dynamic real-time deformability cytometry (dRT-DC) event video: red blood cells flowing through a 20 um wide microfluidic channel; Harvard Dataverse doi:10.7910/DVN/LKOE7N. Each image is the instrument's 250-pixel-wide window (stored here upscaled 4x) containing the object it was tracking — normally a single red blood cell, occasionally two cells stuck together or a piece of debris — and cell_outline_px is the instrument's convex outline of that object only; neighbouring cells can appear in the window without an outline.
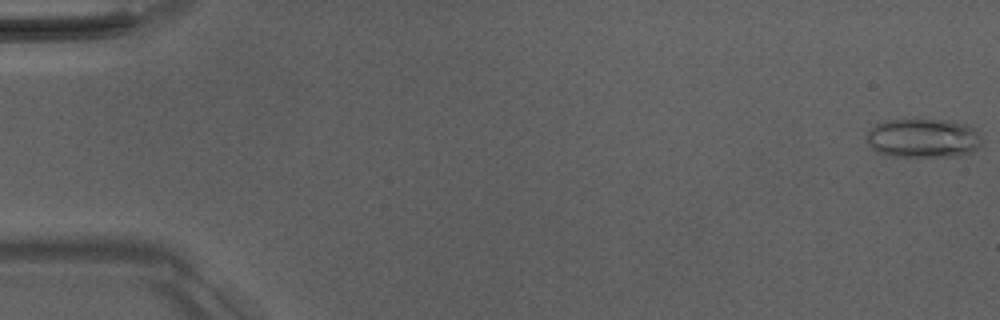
{"species": "Egyptian fruit bat (a non-hibernating species)", "species_latin": "Rousettus aegyptiacus", "temperature_condition": "room temperature", "stored_images_in_passage": 6, "camera_frame_rate_fps": 3000, "um_per_image_px": 0.085, "animal": {"sex": "male"}, "frame": {"image": 1, "passage_image": 1, "time_ms": 0.0, "image_size_px": [1000, 320], "cell_outline_px": [[980, 144], [972, 152], [960, 156], [892, 156], [876, 152], [868, 144], [868, 128], [876, 124], [888, 120], [904, 116], [912, 116], [952, 120], [968, 124], [980, 136]], "centroid_in_image_um": [78.43, 11.68], "position_along_channel_um": 6.6, "area_um2": 27.22}}